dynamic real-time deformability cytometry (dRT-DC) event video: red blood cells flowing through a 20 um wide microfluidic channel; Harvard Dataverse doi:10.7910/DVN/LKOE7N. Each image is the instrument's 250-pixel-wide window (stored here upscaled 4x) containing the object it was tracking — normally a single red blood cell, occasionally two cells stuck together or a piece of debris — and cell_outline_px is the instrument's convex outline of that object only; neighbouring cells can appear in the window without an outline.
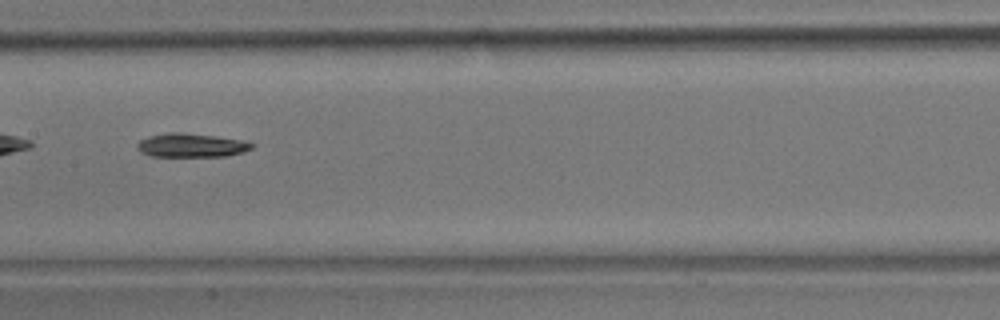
{"species": "common noctule bat (a hibernating species)", "species_latin": "Nyctalus noctula", "temperature_condition": "room temperature", "stored_images_in_passage": 36, "camera_frame_rate_fps": 3000, "um_per_image_px": 0.085, "animal": {"sex": "male", "body_mass_g": 17.9}, "frame": {"image": 1, "passage_image": 11, "time_ms": 3.333, "image_size_px": [1000, 320], "cell_outline_px": [[256, 144], [252, 148], [244, 152], [224, 156], [152, 156], [140, 152], [136, 148], [136, 144], [140, 140], [148, 136], [168, 132], [180, 132], [244, 140]], "centroid_in_image_um": [16.25, 12.35], "position_along_channel_um": 191.2, "area_um2": 15.9}, "authors_computed_cell_mechanics": {"area_um2": 15.5482, "velocity_mm_per_s": 3.7303, "shape_relaxation_time_tau1_ms": 5.7855, "shape_relaxation_time_tau2_ms": null, "deformation_change_tau1": 0.1646, "deformation_change_tau2": null}}